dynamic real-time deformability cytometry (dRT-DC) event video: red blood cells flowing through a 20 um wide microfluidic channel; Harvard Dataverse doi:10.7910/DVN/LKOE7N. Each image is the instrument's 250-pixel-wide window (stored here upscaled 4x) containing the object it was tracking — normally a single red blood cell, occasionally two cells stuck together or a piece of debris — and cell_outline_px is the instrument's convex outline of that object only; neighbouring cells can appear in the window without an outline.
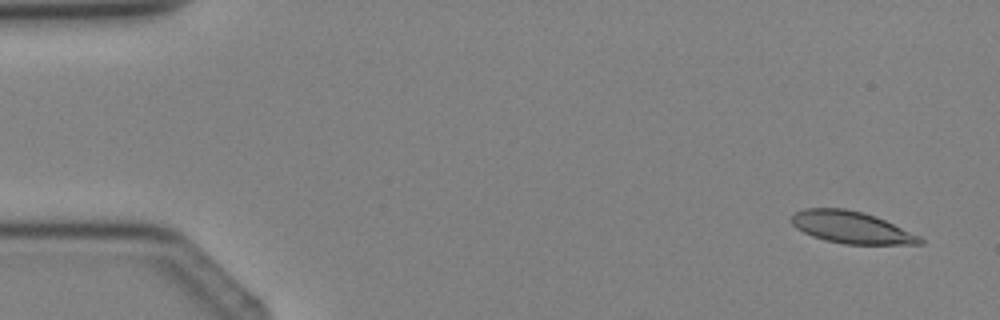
{"species": "Egyptian fruit bat (a non-hibernating species)", "species_latin": "Rousettus aegyptiacus", "temperature_condition": "cold", "stored_images_in_passage": 3, "camera_frame_rate_fps": 3000, "um_per_image_px": 0.085, "animal": {"sex": "female"}, "frame": {"image": 1, "passage_image": 1, "time_ms": 0.0, "image_size_px": [1000, 320], "cell_outline_px": [[924, 244], [844, 244], [824, 240], [812, 236], [796, 228], [792, 224], [792, 216], [796, 212], [804, 208], [844, 208], [876, 216], [920, 236], [924, 240]], "centroid_in_image_um": [72.37, 19.33], "position_along_channel_um": 12.6, "area_um2": 23.81}}